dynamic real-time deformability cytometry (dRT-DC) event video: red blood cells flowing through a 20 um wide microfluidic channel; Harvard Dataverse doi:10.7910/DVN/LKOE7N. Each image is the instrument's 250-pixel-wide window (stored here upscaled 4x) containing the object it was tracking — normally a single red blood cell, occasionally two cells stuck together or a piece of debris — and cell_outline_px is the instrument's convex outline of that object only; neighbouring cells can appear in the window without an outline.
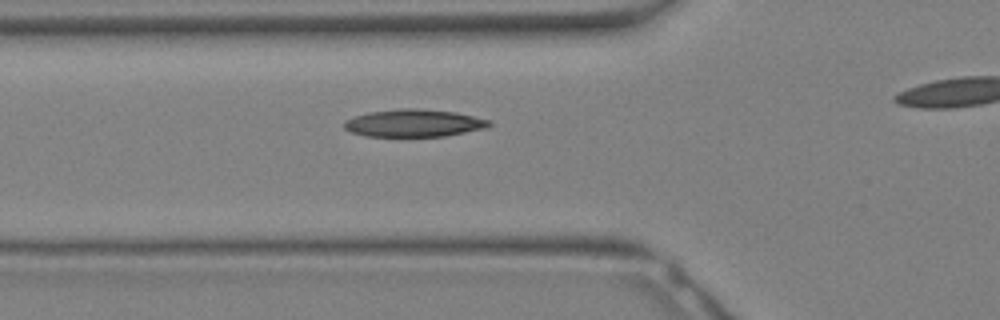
{"species": "Egyptian fruit bat (a non-hibernating species)", "species_latin": "Rousettus aegyptiacus", "temperature_condition": "warm", "stored_images_in_passage": 14, "segment_of_instrument_passage": [1, 2], "camera_frame_rate_fps": 3000, "um_per_image_px": 0.085, "animal": {"sex": "female"}, "frame": {"image": 1, "passage_image": 3, "time_ms": 0.667, "image_size_px": [1000, 320], "cell_outline_px": [[492, 124], [484, 128], [448, 136], [364, 136], [352, 132], [344, 128], [344, 120], [368, 112], [404, 108], [412, 108], [456, 112], [492, 120]], "centroid_in_image_um": [35.2, 10.46], "position_along_channel_um": 90.6, "area_um2": 23.18}}
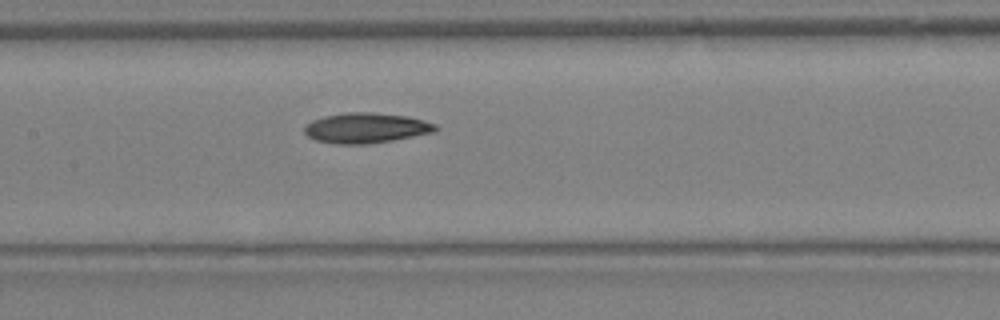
{"frame": {"image": 2, "passage_image": 7, "time_ms": 2.0, "image_size_px": [1000, 320], "cell_outline_px": [[440, 128], [432, 132], [392, 140], [368, 144], [340, 144], [316, 140], [308, 136], [304, 132], [304, 128], [312, 120], [324, 116], [348, 112], [368, 112], [408, 116], [424, 120], [436, 124]], "centroid_in_image_um": [31.12, 10.87], "position_along_channel_um": 176.3, "area_um2": 22.89}}
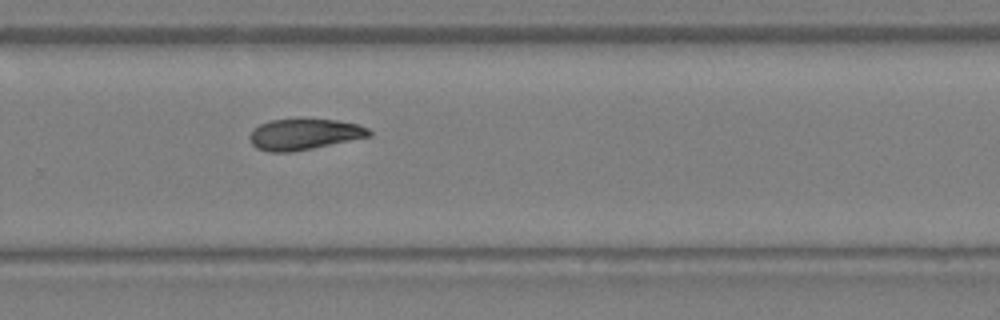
{"frame": {"image": 3, "passage_image": 13, "time_ms": 4.0, "image_size_px": [1000, 320], "cell_outline_px": [[372, 136], [292, 152], [268, 152], [256, 148], [252, 144], [248, 136], [260, 124], [268, 120], [296, 116], [304, 116], [336, 120], [356, 124], [368, 128], [372, 132]], "centroid_in_image_um": [25.84, 11.36], "position_along_channel_um": 304.0, "area_um2": 22.37}}